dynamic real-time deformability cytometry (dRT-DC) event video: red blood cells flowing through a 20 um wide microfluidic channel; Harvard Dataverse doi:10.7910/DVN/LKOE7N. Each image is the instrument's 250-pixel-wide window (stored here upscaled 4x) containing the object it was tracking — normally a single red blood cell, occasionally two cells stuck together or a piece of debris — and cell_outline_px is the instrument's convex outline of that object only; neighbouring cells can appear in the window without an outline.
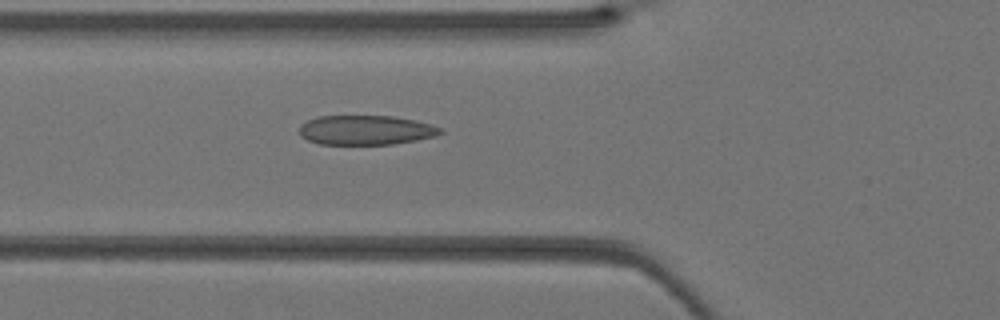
{"species": "Egyptian fruit bat (a non-hibernating species)", "species_latin": "Rousettus aegyptiacus", "temperature_condition": "warm", "stored_images_in_passage": 26, "camera_frame_rate_fps": 3000, "um_per_image_px": 0.085, "animal": {"sex": "female"}, "frame": {"image": 1, "passage_image": 4, "time_ms": 1.0, "image_size_px": [1000, 320], "cell_outline_px": [[444, 132], [436, 136], [416, 140], [392, 144], [320, 144], [308, 140], [300, 136], [300, 124], [308, 120], [320, 116], [392, 116], [416, 120], [432, 124], [444, 128]], "centroid_in_image_um": [31.14, 11.05], "position_along_channel_um": 94.7, "area_um2": 24.39}}
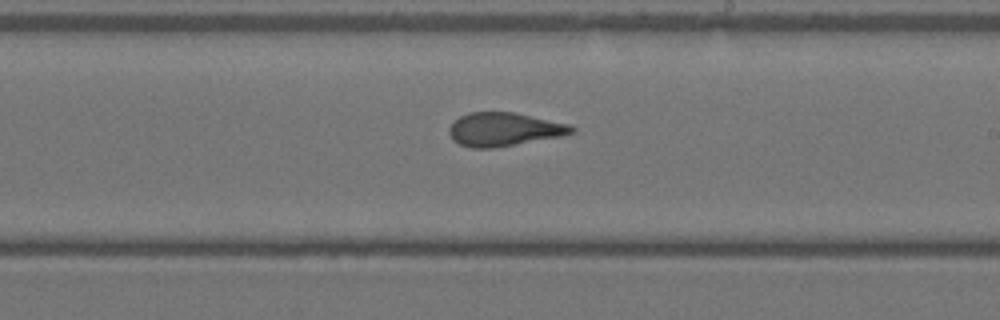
{"frame": {"image": 2, "passage_image": 13, "time_ms": 4.0, "image_size_px": [1000, 320], "cell_outline_px": [[576, 132], [564, 136], [492, 148], [472, 148], [460, 144], [452, 140], [448, 132], [448, 128], [460, 116], [468, 112], [512, 112], [568, 124], [576, 128]], "centroid_in_image_um": [42.84, 11.0], "position_along_channel_um": 246.2, "area_um2": 23.87}}
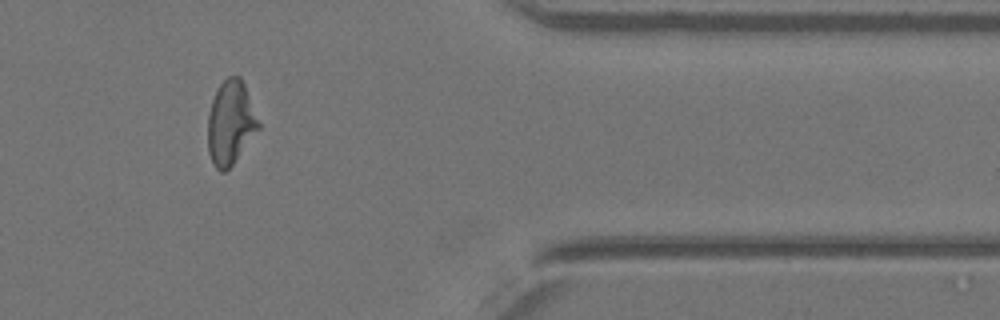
{"frame": {"image": 3, "passage_image": 23, "time_ms": 7.333, "image_size_px": [1000, 320], "cell_outline_px": [[260, 128], [232, 164], [224, 172], [220, 172], [212, 164], [208, 152], [208, 116], [212, 100], [220, 84], [228, 76], [240, 76], [244, 84], [260, 124]], "centroid_in_image_um": [19.59, 10.45], "position_along_channel_um": 391.8, "area_um2": 24.51}}